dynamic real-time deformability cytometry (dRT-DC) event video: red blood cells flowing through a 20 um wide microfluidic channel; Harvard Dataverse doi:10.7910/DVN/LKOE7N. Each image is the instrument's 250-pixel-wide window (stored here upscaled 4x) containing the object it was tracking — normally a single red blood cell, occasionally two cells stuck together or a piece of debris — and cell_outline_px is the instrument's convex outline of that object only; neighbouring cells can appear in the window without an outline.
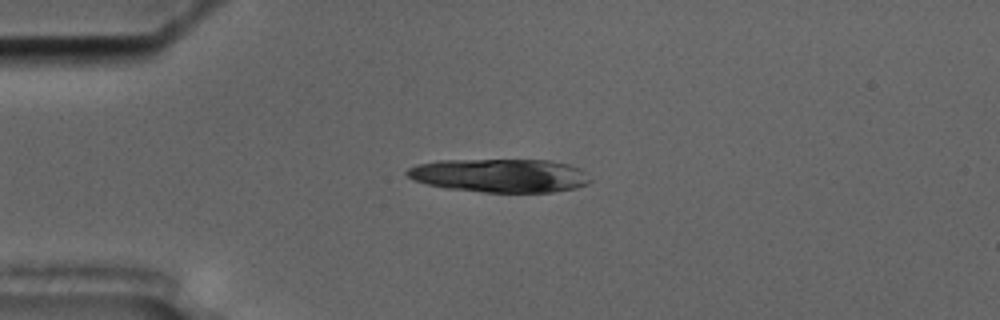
{"species": "common noctule bat (a hibernating species)", "species_latin": "Nyctalus noctula", "temperature_condition": "cold", "stored_images_in_passage": 4, "camera_frame_rate_fps": 3000, "um_per_image_px": 0.085, "animal": {"sex": "male", "body_mass_g": 17.5, "forearm_length_mm": 52.3}, "frame": {"image": 1, "passage_image": 2, "time_ms": 2.0, "image_size_px": [1000, 320], "cell_outline_px": [[592, 180], [588, 184], [576, 188], [552, 192], [484, 192], [448, 188], [428, 184], [412, 180], [404, 172], [408, 168], [416, 164], [440, 160], [548, 160], [568, 164], [580, 168]], "centroid_in_image_um": [42.49, 14.91], "position_along_channel_um": 42.5, "area_um2": 35.84}}